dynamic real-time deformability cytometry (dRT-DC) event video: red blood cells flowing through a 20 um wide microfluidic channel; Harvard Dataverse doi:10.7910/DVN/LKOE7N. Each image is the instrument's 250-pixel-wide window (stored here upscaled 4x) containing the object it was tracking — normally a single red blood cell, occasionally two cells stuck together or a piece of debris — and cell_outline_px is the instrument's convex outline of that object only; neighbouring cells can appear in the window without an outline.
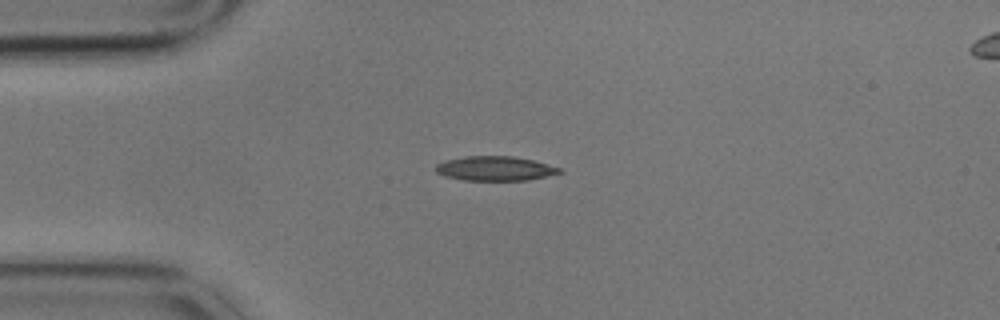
{"species": "common noctule bat (a hibernating species)", "species_latin": "Nyctalus noctula", "temperature_condition": "cold", "stored_images_in_passage": 5, "camera_frame_rate_fps": 3000, "um_per_image_px": 0.085, "animal": {"sex": "male", "body_mass_g": 17.9}, "frame": {"image": 1, "passage_image": 3, "time_ms": 0.667, "image_size_px": [1000, 320], "cell_outline_px": [[564, 172], [528, 180], [464, 180], [444, 176], [436, 172], [436, 164], [444, 160], [468, 156], [512, 156], [532, 160], [560, 168]], "centroid_in_image_um": [42.05, 14.32], "position_along_channel_um": 42.9, "area_um2": 17.51}}